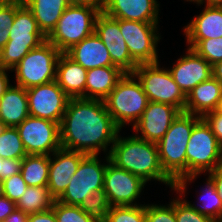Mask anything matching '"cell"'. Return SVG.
I'll list each match as a JSON object with an SVG mask.
<instances>
[{"label":"cell","mask_w":222,"mask_h":222,"mask_svg":"<svg viewBox=\"0 0 222 222\" xmlns=\"http://www.w3.org/2000/svg\"><path fill=\"white\" fill-rule=\"evenodd\" d=\"M26 91L30 116L61 123L70 97L55 80Z\"/></svg>","instance_id":"4fadbf2b"},{"label":"cell","mask_w":222,"mask_h":222,"mask_svg":"<svg viewBox=\"0 0 222 222\" xmlns=\"http://www.w3.org/2000/svg\"><path fill=\"white\" fill-rule=\"evenodd\" d=\"M23 159H2L4 164L3 180L20 173Z\"/></svg>","instance_id":"ab89813d"},{"label":"cell","mask_w":222,"mask_h":222,"mask_svg":"<svg viewBox=\"0 0 222 222\" xmlns=\"http://www.w3.org/2000/svg\"><path fill=\"white\" fill-rule=\"evenodd\" d=\"M49 165V155H26L22 160L20 173L28 186H47Z\"/></svg>","instance_id":"4316f807"},{"label":"cell","mask_w":222,"mask_h":222,"mask_svg":"<svg viewBox=\"0 0 222 222\" xmlns=\"http://www.w3.org/2000/svg\"><path fill=\"white\" fill-rule=\"evenodd\" d=\"M72 3L89 4L97 7L99 10H103L108 0H71Z\"/></svg>","instance_id":"bcb514c9"},{"label":"cell","mask_w":222,"mask_h":222,"mask_svg":"<svg viewBox=\"0 0 222 222\" xmlns=\"http://www.w3.org/2000/svg\"><path fill=\"white\" fill-rule=\"evenodd\" d=\"M3 168L4 164L2 163V159L0 158V179L3 180Z\"/></svg>","instance_id":"816d5d0a"},{"label":"cell","mask_w":222,"mask_h":222,"mask_svg":"<svg viewBox=\"0 0 222 222\" xmlns=\"http://www.w3.org/2000/svg\"><path fill=\"white\" fill-rule=\"evenodd\" d=\"M214 111L216 113L222 114V98L219 100L218 105Z\"/></svg>","instance_id":"681fc988"},{"label":"cell","mask_w":222,"mask_h":222,"mask_svg":"<svg viewBox=\"0 0 222 222\" xmlns=\"http://www.w3.org/2000/svg\"><path fill=\"white\" fill-rule=\"evenodd\" d=\"M3 182L5 196L15 203L19 201L28 188V185L23 180L21 173L8 177L4 179Z\"/></svg>","instance_id":"74e56055"},{"label":"cell","mask_w":222,"mask_h":222,"mask_svg":"<svg viewBox=\"0 0 222 222\" xmlns=\"http://www.w3.org/2000/svg\"><path fill=\"white\" fill-rule=\"evenodd\" d=\"M186 40L217 39L222 37V7L205 6L184 28Z\"/></svg>","instance_id":"603a6c76"},{"label":"cell","mask_w":222,"mask_h":222,"mask_svg":"<svg viewBox=\"0 0 222 222\" xmlns=\"http://www.w3.org/2000/svg\"><path fill=\"white\" fill-rule=\"evenodd\" d=\"M124 74L118 67L89 69L85 85V98L103 101Z\"/></svg>","instance_id":"484cf974"},{"label":"cell","mask_w":222,"mask_h":222,"mask_svg":"<svg viewBox=\"0 0 222 222\" xmlns=\"http://www.w3.org/2000/svg\"><path fill=\"white\" fill-rule=\"evenodd\" d=\"M186 55L177 60L170 74L185 96L199 83L212 77V66L191 48Z\"/></svg>","instance_id":"e0dca14e"},{"label":"cell","mask_w":222,"mask_h":222,"mask_svg":"<svg viewBox=\"0 0 222 222\" xmlns=\"http://www.w3.org/2000/svg\"><path fill=\"white\" fill-rule=\"evenodd\" d=\"M60 54L47 39L30 50L12 69L16 73V85L28 89L54 81Z\"/></svg>","instance_id":"ba28073f"},{"label":"cell","mask_w":222,"mask_h":222,"mask_svg":"<svg viewBox=\"0 0 222 222\" xmlns=\"http://www.w3.org/2000/svg\"><path fill=\"white\" fill-rule=\"evenodd\" d=\"M28 222H57L53 209L29 214Z\"/></svg>","instance_id":"b9f144b4"},{"label":"cell","mask_w":222,"mask_h":222,"mask_svg":"<svg viewBox=\"0 0 222 222\" xmlns=\"http://www.w3.org/2000/svg\"><path fill=\"white\" fill-rule=\"evenodd\" d=\"M7 70L10 71V69L0 67V99L11 85L9 84L8 74H6Z\"/></svg>","instance_id":"f6af8a7d"},{"label":"cell","mask_w":222,"mask_h":222,"mask_svg":"<svg viewBox=\"0 0 222 222\" xmlns=\"http://www.w3.org/2000/svg\"><path fill=\"white\" fill-rule=\"evenodd\" d=\"M17 130L27 155H49L61 148L60 124L28 116Z\"/></svg>","instance_id":"7c38bea8"},{"label":"cell","mask_w":222,"mask_h":222,"mask_svg":"<svg viewBox=\"0 0 222 222\" xmlns=\"http://www.w3.org/2000/svg\"><path fill=\"white\" fill-rule=\"evenodd\" d=\"M203 118L210 125L213 134L216 136L218 142L222 145V114L213 111L207 113Z\"/></svg>","instance_id":"f35d334b"},{"label":"cell","mask_w":222,"mask_h":222,"mask_svg":"<svg viewBox=\"0 0 222 222\" xmlns=\"http://www.w3.org/2000/svg\"><path fill=\"white\" fill-rule=\"evenodd\" d=\"M16 209V203L6 196L0 198V222L4 220Z\"/></svg>","instance_id":"60d3db41"},{"label":"cell","mask_w":222,"mask_h":222,"mask_svg":"<svg viewBox=\"0 0 222 222\" xmlns=\"http://www.w3.org/2000/svg\"><path fill=\"white\" fill-rule=\"evenodd\" d=\"M16 1H22V0H0V4H8Z\"/></svg>","instance_id":"db71d44e"},{"label":"cell","mask_w":222,"mask_h":222,"mask_svg":"<svg viewBox=\"0 0 222 222\" xmlns=\"http://www.w3.org/2000/svg\"><path fill=\"white\" fill-rule=\"evenodd\" d=\"M107 164H101L98 155H85L78 166L77 172L71 177L70 183L57 201L79 206L95 190L102 189Z\"/></svg>","instance_id":"30bf717a"},{"label":"cell","mask_w":222,"mask_h":222,"mask_svg":"<svg viewBox=\"0 0 222 222\" xmlns=\"http://www.w3.org/2000/svg\"><path fill=\"white\" fill-rule=\"evenodd\" d=\"M135 78L133 73H125L103 100L108 113L120 129L131 122L134 125L149 103L141 83Z\"/></svg>","instance_id":"8992f818"},{"label":"cell","mask_w":222,"mask_h":222,"mask_svg":"<svg viewBox=\"0 0 222 222\" xmlns=\"http://www.w3.org/2000/svg\"><path fill=\"white\" fill-rule=\"evenodd\" d=\"M32 12L38 28L47 38L55 29L61 15L72 3L71 0H22Z\"/></svg>","instance_id":"d4e9b609"},{"label":"cell","mask_w":222,"mask_h":222,"mask_svg":"<svg viewBox=\"0 0 222 222\" xmlns=\"http://www.w3.org/2000/svg\"><path fill=\"white\" fill-rule=\"evenodd\" d=\"M55 200L47 186H28L24 195L16 203V208L28 215L34 214L51 209Z\"/></svg>","instance_id":"83f0119b"},{"label":"cell","mask_w":222,"mask_h":222,"mask_svg":"<svg viewBox=\"0 0 222 222\" xmlns=\"http://www.w3.org/2000/svg\"><path fill=\"white\" fill-rule=\"evenodd\" d=\"M187 1H190V2H196L198 5L202 2V0H187Z\"/></svg>","instance_id":"11a10c76"},{"label":"cell","mask_w":222,"mask_h":222,"mask_svg":"<svg viewBox=\"0 0 222 222\" xmlns=\"http://www.w3.org/2000/svg\"><path fill=\"white\" fill-rule=\"evenodd\" d=\"M204 0L200 4L203 5ZM207 4L206 6H216V7H222V0H206Z\"/></svg>","instance_id":"c3c4849f"},{"label":"cell","mask_w":222,"mask_h":222,"mask_svg":"<svg viewBox=\"0 0 222 222\" xmlns=\"http://www.w3.org/2000/svg\"><path fill=\"white\" fill-rule=\"evenodd\" d=\"M149 101L172 105L185 111L186 96L173 80L170 71L159 68V62L139 64L133 72Z\"/></svg>","instance_id":"9c48e42d"},{"label":"cell","mask_w":222,"mask_h":222,"mask_svg":"<svg viewBox=\"0 0 222 222\" xmlns=\"http://www.w3.org/2000/svg\"><path fill=\"white\" fill-rule=\"evenodd\" d=\"M108 156L116 167L140 177L146 183L154 179L175 189V182L162 169L156 143L135 135L122 138L118 134Z\"/></svg>","instance_id":"7a4b0ae2"},{"label":"cell","mask_w":222,"mask_h":222,"mask_svg":"<svg viewBox=\"0 0 222 222\" xmlns=\"http://www.w3.org/2000/svg\"><path fill=\"white\" fill-rule=\"evenodd\" d=\"M65 54L86 70L116 67L111 61L108 49L95 32L71 47Z\"/></svg>","instance_id":"ffe728a7"},{"label":"cell","mask_w":222,"mask_h":222,"mask_svg":"<svg viewBox=\"0 0 222 222\" xmlns=\"http://www.w3.org/2000/svg\"><path fill=\"white\" fill-rule=\"evenodd\" d=\"M7 126L0 120V135L4 132Z\"/></svg>","instance_id":"f5cc1de1"},{"label":"cell","mask_w":222,"mask_h":222,"mask_svg":"<svg viewBox=\"0 0 222 222\" xmlns=\"http://www.w3.org/2000/svg\"><path fill=\"white\" fill-rule=\"evenodd\" d=\"M52 209L57 222H95L79 206L66 205L55 200Z\"/></svg>","instance_id":"836d02e7"},{"label":"cell","mask_w":222,"mask_h":222,"mask_svg":"<svg viewBox=\"0 0 222 222\" xmlns=\"http://www.w3.org/2000/svg\"><path fill=\"white\" fill-rule=\"evenodd\" d=\"M180 111L169 104L149 101L148 106L139 120L133 125L135 135L152 143H158L171 126Z\"/></svg>","instance_id":"2e32d148"},{"label":"cell","mask_w":222,"mask_h":222,"mask_svg":"<svg viewBox=\"0 0 222 222\" xmlns=\"http://www.w3.org/2000/svg\"><path fill=\"white\" fill-rule=\"evenodd\" d=\"M100 12L93 5L71 3L46 39L61 53H65L94 33L95 21Z\"/></svg>","instance_id":"52a82bcc"},{"label":"cell","mask_w":222,"mask_h":222,"mask_svg":"<svg viewBox=\"0 0 222 222\" xmlns=\"http://www.w3.org/2000/svg\"><path fill=\"white\" fill-rule=\"evenodd\" d=\"M27 155L16 127H7L0 135V158L23 159Z\"/></svg>","instance_id":"f546056e"},{"label":"cell","mask_w":222,"mask_h":222,"mask_svg":"<svg viewBox=\"0 0 222 222\" xmlns=\"http://www.w3.org/2000/svg\"><path fill=\"white\" fill-rule=\"evenodd\" d=\"M106 222H146V205L111 206Z\"/></svg>","instance_id":"d6a6232c"},{"label":"cell","mask_w":222,"mask_h":222,"mask_svg":"<svg viewBox=\"0 0 222 222\" xmlns=\"http://www.w3.org/2000/svg\"><path fill=\"white\" fill-rule=\"evenodd\" d=\"M158 7L156 0H108L102 12L115 19L158 23Z\"/></svg>","instance_id":"d6986e66"},{"label":"cell","mask_w":222,"mask_h":222,"mask_svg":"<svg viewBox=\"0 0 222 222\" xmlns=\"http://www.w3.org/2000/svg\"><path fill=\"white\" fill-rule=\"evenodd\" d=\"M28 217V214L16 208L4 222H28Z\"/></svg>","instance_id":"ee69618b"},{"label":"cell","mask_w":222,"mask_h":222,"mask_svg":"<svg viewBox=\"0 0 222 222\" xmlns=\"http://www.w3.org/2000/svg\"><path fill=\"white\" fill-rule=\"evenodd\" d=\"M202 207H197L192 204L195 210L202 215L212 218L216 222H222V201L218 195L214 183L208 177L206 189L201 195Z\"/></svg>","instance_id":"4dcf8cb0"},{"label":"cell","mask_w":222,"mask_h":222,"mask_svg":"<svg viewBox=\"0 0 222 222\" xmlns=\"http://www.w3.org/2000/svg\"><path fill=\"white\" fill-rule=\"evenodd\" d=\"M146 222H176L175 200L168 206L146 205Z\"/></svg>","instance_id":"d590c367"},{"label":"cell","mask_w":222,"mask_h":222,"mask_svg":"<svg viewBox=\"0 0 222 222\" xmlns=\"http://www.w3.org/2000/svg\"><path fill=\"white\" fill-rule=\"evenodd\" d=\"M189 48L203 57L211 66L222 62V37L217 39L187 40Z\"/></svg>","instance_id":"1f68e13d"},{"label":"cell","mask_w":222,"mask_h":222,"mask_svg":"<svg viewBox=\"0 0 222 222\" xmlns=\"http://www.w3.org/2000/svg\"><path fill=\"white\" fill-rule=\"evenodd\" d=\"M9 35L8 42L0 51V67L11 71L30 50L46 40L23 1L15 2V16Z\"/></svg>","instance_id":"5b68a950"},{"label":"cell","mask_w":222,"mask_h":222,"mask_svg":"<svg viewBox=\"0 0 222 222\" xmlns=\"http://www.w3.org/2000/svg\"><path fill=\"white\" fill-rule=\"evenodd\" d=\"M212 77L222 84V62L212 65Z\"/></svg>","instance_id":"7dc6e473"},{"label":"cell","mask_w":222,"mask_h":222,"mask_svg":"<svg viewBox=\"0 0 222 222\" xmlns=\"http://www.w3.org/2000/svg\"><path fill=\"white\" fill-rule=\"evenodd\" d=\"M116 125L104 101L87 98H70L60 123L61 147L86 155L106 152L117 138Z\"/></svg>","instance_id":"6da1fadb"},{"label":"cell","mask_w":222,"mask_h":222,"mask_svg":"<svg viewBox=\"0 0 222 222\" xmlns=\"http://www.w3.org/2000/svg\"><path fill=\"white\" fill-rule=\"evenodd\" d=\"M175 199L176 222H216L212 218L198 213L186 200Z\"/></svg>","instance_id":"e575fe53"},{"label":"cell","mask_w":222,"mask_h":222,"mask_svg":"<svg viewBox=\"0 0 222 222\" xmlns=\"http://www.w3.org/2000/svg\"><path fill=\"white\" fill-rule=\"evenodd\" d=\"M87 71L65 53H61L55 81L70 98H85Z\"/></svg>","instance_id":"7402d4cb"},{"label":"cell","mask_w":222,"mask_h":222,"mask_svg":"<svg viewBox=\"0 0 222 222\" xmlns=\"http://www.w3.org/2000/svg\"><path fill=\"white\" fill-rule=\"evenodd\" d=\"M94 32L108 49L113 65L124 73H133L139 64L128 51L118 19L101 11L96 18Z\"/></svg>","instance_id":"9a60e30c"},{"label":"cell","mask_w":222,"mask_h":222,"mask_svg":"<svg viewBox=\"0 0 222 222\" xmlns=\"http://www.w3.org/2000/svg\"><path fill=\"white\" fill-rule=\"evenodd\" d=\"M79 207L86 212L95 222H106L108 211L111 207L104 189L91 193Z\"/></svg>","instance_id":"f1b7e54d"},{"label":"cell","mask_w":222,"mask_h":222,"mask_svg":"<svg viewBox=\"0 0 222 222\" xmlns=\"http://www.w3.org/2000/svg\"><path fill=\"white\" fill-rule=\"evenodd\" d=\"M15 16V2L0 4V51L9 40V28Z\"/></svg>","instance_id":"8d00e7d4"},{"label":"cell","mask_w":222,"mask_h":222,"mask_svg":"<svg viewBox=\"0 0 222 222\" xmlns=\"http://www.w3.org/2000/svg\"><path fill=\"white\" fill-rule=\"evenodd\" d=\"M29 116L27 91L20 86H12L0 99V120L7 127H17Z\"/></svg>","instance_id":"cb8c5ba5"},{"label":"cell","mask_w":222,"mask_h":222,"mask_svg":"<svg viewBox=\"0 0 222 222\" xmlns=\"http://www.w3.org/2000/svg\"><path fill=\"white\" fill-rule=\"evenodd\" d=\"M5 196L4 194V182L2 179H0V198Z\"/></svg>","instance_id":"f907efd6"},{"label":"cell","mask_w":222,"mask_h":222,"mask_svg":"<svg viewBox=\"0 0 222 222\" xmlns=\"http://www.w3.org/2000/svg\"><path fill=\"white\" fill-rule=\"evenodd\" d=\"M119 28L131 57L138 64L157 63L158 23L118 19Z\"/></svg>","instance_id":"8fae6325"},{"label":"cell","mask_w":222,"mask_h":222,"mask_svg":"<svg viewBox=\"0 0 222 222\" xmlns=\"http://www.w3.org/2000/svg\"><path fill=\"white\" fill-rule=\"evenodd\" d=\"M106 172L103 189L111 206H133L146 182L140 177L116 167L106 157Z\"/></svg>","instance_id":"5bb4252c"},{"label":"cell","mask_w":222,"mask_h":222,"mask_svg":"<svg viewBox=\"0 0 222 222\" xmlns=\"http://www.w3.org/2000/svg\"><path fill=\"white\" fill-rule=\"evenodd\" d=\"M221 98L222 84L211 77L209 80L199 83L188 93L184 112L204 117L216 109Z\"/></svg>","instance_id":"44dd1931"},{"label":"cell","mask_w":222,"mask_h":222,"mask_svg":"<svg viewBox=\"0 0 222 222\" xmlns=\"http://www.w3.org/2000/svg\"><path fill=\"white\" fill-rule=\"evenodd\" d=\"M222 164V145L213 134L210 125L201 117L193 127L186 150V177L175 183L174 191L181 197L187 182L191 183L203 172H211Z\"/></svg>","instance_id":"3957f363"},{"label":"cell","mask_w":222,"mask_h":222,"mask_svg":"<svg viewBox=\"0 0 222 222\" xmlns=\"http://www.w3.org/2000/svg\"><path fill=\"white\" fill-rule=\"evenodd\" d=\"M201 117L180 112L163 138L157 143L164 172L176 183L186 177V150L195 123Z\"/></svg>","instance_id":"277c9868"},{"label":"cell","mask_w":222,"mask_h":222,"mask_svg":"<svg viewBox=\"0 0 222 222\" xmlns=\"http://www.w3.org/2000/svg\"><path fill=\"white\" fill-rule=\"evenodd\" d=\"M51 155L55 158L51 159ZM50 155L48 189L57 200L66 190L71 177L77 172L85 153L59 148Z\"/></svg>","instance_id":"ac0fdd59"},{"label":"cell","mask_w":222,"mask_h":222,"mask_svg":"<svg viewBox=\"0 0 222 222\" xmlns=\"http://www.w3.org/2000/svg\"><path fill=\"white\" fill-rule=\"evenodd\" d=\"M209 178L214 183L216 191L222 201V164L215 170L209 172Z\"/></svg>","instance_id":"7bdbcfd3"}]
</instances>
